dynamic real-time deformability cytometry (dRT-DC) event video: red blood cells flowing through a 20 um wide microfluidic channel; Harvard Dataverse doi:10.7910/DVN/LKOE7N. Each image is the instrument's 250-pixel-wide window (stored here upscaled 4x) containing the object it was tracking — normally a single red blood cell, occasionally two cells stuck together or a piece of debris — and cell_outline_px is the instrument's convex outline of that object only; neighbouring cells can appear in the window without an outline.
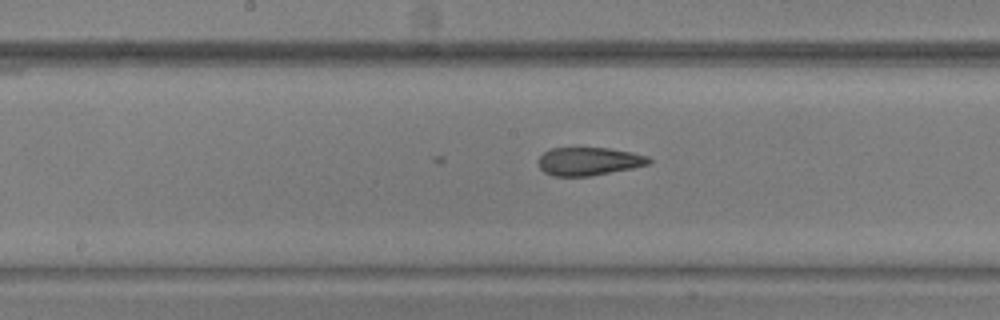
{"species": "common noctule bat (a hibernating species)", "species_latin": "Nyctalus noctula", "temperature_condition": "warm", "stored_images_in_passage": 34, "camera_frame_rate_fps": 3000, "um_per_image_px": 0.085, "animal": {"sex": "male", "body_mass_g": 20.5, "forearm_length_mm": 52.5}, "frame": {"image": 1, "passage_image": 12, "time_ms": 3.667, "image_size_px": [1000, 320], "cell_outline_px": [[652, 160], [648, 164], [632, 168], [592, 176], [552, 176], [544, 172], [540, 168], [540, 156], [544, 152], [552, 148], [608, 148], [632, 152], [648, 156]], "centroid_in_image_um": [50.07, 13.71], "position_along_channel_um": 198.1, "area_um2": 18.03}}
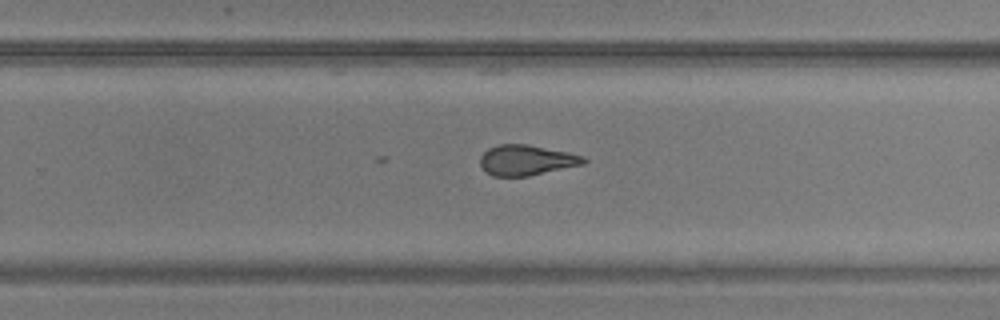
{"frame": {"image": 2, "passage_image": 18, "time_ms": 5.667, "image_size_px": [1000, 320], "cell_outline_px": [[588, 160], [584, 164], [528, 176], [492, 176], [480, 164], [480, 156], [488, 148], [500, 144], [528, 144], [568, 152], [584, 156]], "centroid_in_image_um": [44.76, 13.6], "position_along_channel_um": 285.0, "area_um2": 18.26}}